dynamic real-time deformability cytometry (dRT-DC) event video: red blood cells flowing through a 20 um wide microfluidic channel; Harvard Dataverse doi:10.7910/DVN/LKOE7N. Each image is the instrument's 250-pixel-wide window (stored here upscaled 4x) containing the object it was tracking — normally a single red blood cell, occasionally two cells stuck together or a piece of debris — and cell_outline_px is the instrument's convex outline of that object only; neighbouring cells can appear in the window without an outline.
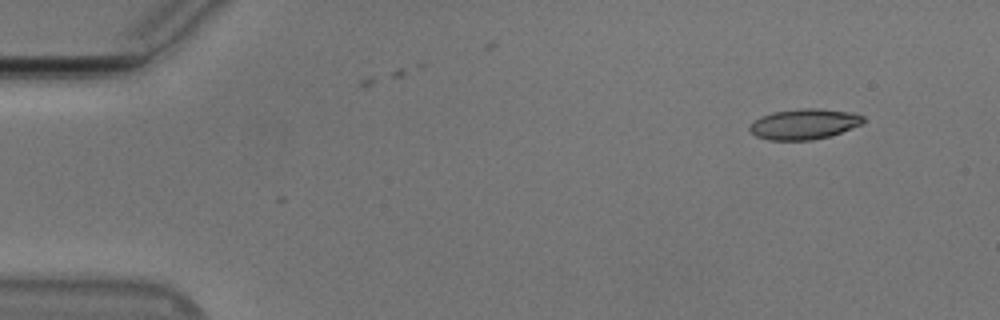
{"species": "Egyptian fruit bat (a non-hibernating species)", "species_latin": "Rousettus aegyptiacus", "temperature_condition": "cold", "stored_images_in_passage": 3, "camera_frame_rate_fps": 3000, "um_per_image_px": 0.085, "animal": {"sex": "male"}, "frame": {"image": 1, "passage_image": 1, "time_ms": 0.0, "image_size_px": [1000, 320], "cell_outline_px": [[864, 124], [828, 136], [812, 140], [768, 140], [756, 136], [748, 128], [760, 116], [772, 112], [804, 108], [820, 108], [852, 112], [864, 116]], "centroid_in_image_um": [68.38, 10.54], "position_along_channel_um": 16.6, "area_um2": 20.17}}